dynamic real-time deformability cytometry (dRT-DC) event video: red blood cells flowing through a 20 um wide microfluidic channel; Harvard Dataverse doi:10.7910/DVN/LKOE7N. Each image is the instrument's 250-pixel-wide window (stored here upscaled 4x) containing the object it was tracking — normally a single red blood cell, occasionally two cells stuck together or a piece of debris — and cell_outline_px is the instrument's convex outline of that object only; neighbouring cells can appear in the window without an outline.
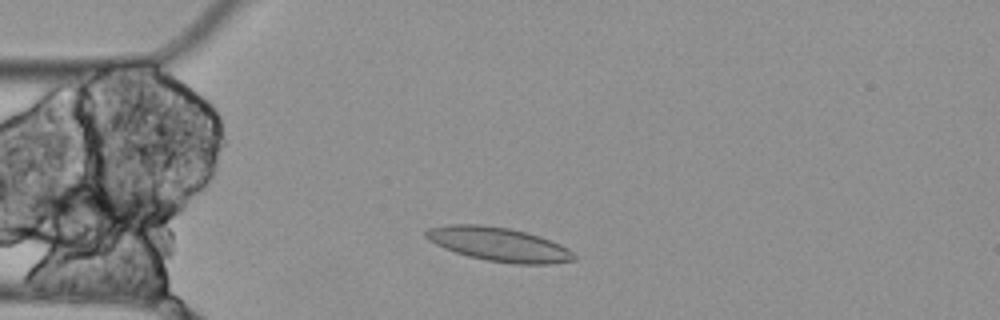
{"species": "Egyptian fruit bat (a non-hibernating species)", "species_latin": "Rousettus aegyptiacus", "temperature_condition": "cold", "stored_images_in_passage": 4, "camera_frame_rate_fps": 3000, "um_per_image_px": 0.085, "animal": {"sex": "female"}, "frame": {"image": 1, "passage_image": 2, "time_ms": 0.333, "image_size_px": [1000, 320], "cell_outline_px": [[576, 260], [552, 264], [512, 264], [488, 260], [468, 256], [444, 248], [428, 240], [424, 236], [424, 232], [428, 228], [448, 224], [480, 224], [508, 228], [540, 236], [560, 244], [568, 248], [576, 256]], "centroid_in_image_um": [42.4, 20.77], "position_along_channel_um": 42.6, "area_um2": 29.3}}
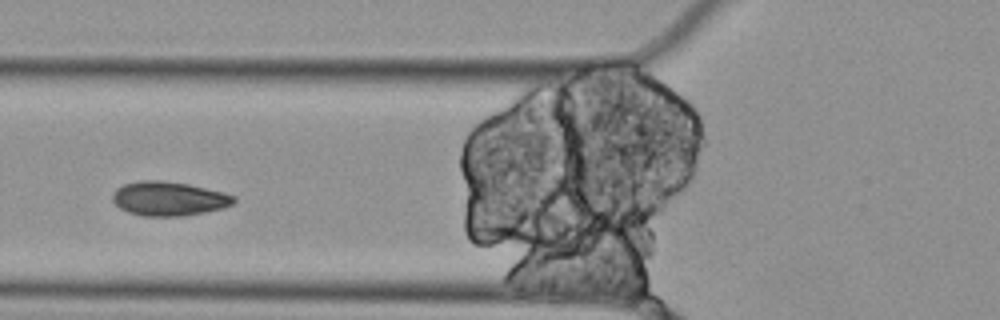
{"frame": {"image": 2, "passage_image": 4, "time_ms": 1.0, "image_size_px": [1000, 320], "cell_outline_px": [[236, 200], [232, 204], [224, 208], [184, 216], [144, 216], [128, 212], [120, 208], [112, 200], [112, 192], [116, 188], [124, 184], [140, 180], [160, 180], [188, 184], [224, 192], [236, 196]], "centroid_in_image_um": [14.35, 16.88], "position_along_channel_um": 111.5, "area_um2": 24.28}}